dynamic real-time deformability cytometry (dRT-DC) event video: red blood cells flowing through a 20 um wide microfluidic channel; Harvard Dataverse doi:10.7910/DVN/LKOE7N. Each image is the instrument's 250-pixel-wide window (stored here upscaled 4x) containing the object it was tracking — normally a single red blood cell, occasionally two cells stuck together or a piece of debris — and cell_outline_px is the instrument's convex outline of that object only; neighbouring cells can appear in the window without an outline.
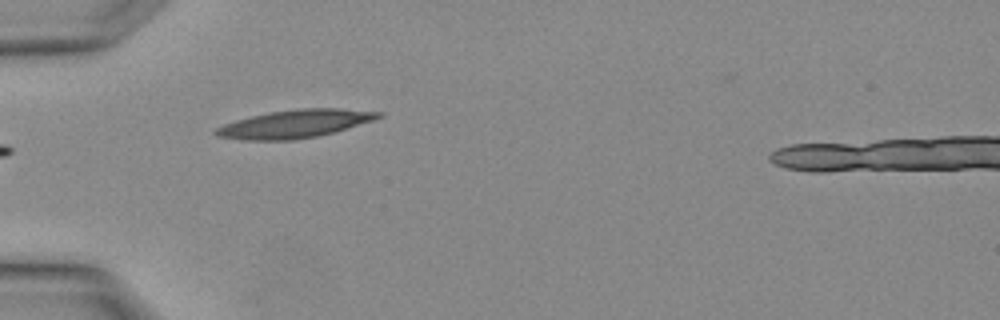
{"species": "Egyptian fruit bat (a non-hibernating species)", "species_latin": "Rousettus aegyptiacus", "temperature_condition": "warm", "stored_images_in_passage": 3, "segment_of_instrument_passage": [1, 2], "camera_frame_rate_fps": 3000, "um_per_image_px": 0.085, "animal": {"sex": "female"}, "frame": {"image": 1, "passage_image": 2, "time_ms": 0.333, "image_size_px": [1000, 320], "cell_outline_px": [[384, 116], [372, 120], [320, 136], [292, 140], [240, 140], [216, 136], [212, 132], [216, 128], [224, 124], [236, 120], [268, 112], [300, 108], [336, 108], [384, 112]], "centroid_in_image_um": [25.03, 10.53], "position_along_channel_um": 60.0, "area_um2": 26.53}}